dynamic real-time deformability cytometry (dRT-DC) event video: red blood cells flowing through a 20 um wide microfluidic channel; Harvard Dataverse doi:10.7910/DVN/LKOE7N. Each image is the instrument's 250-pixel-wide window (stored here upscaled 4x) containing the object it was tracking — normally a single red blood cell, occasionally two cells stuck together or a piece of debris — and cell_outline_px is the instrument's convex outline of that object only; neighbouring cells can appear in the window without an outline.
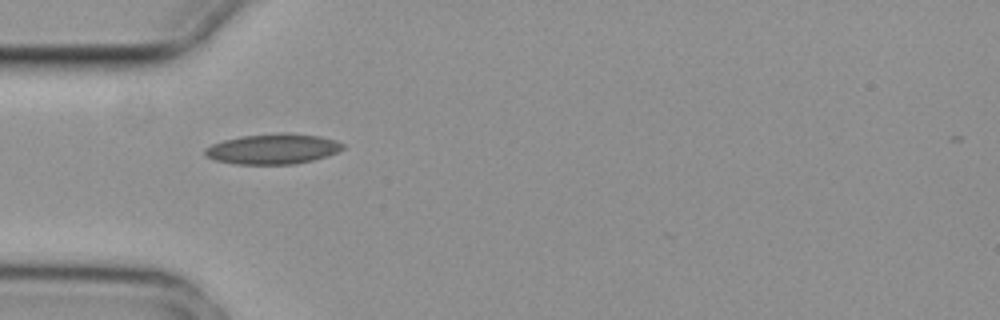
{"species": "common noctule bat (a hibernating species)", "species_latin": "Nyctalus noctula", "temperature_condition": "cold", "stored_images_in_passage": 5, "camera_frame_rate_fps": 3000, "um_per_image_px": 0.085, "animal": {"sex": "female", "body_mass_g": 29.2, "forearm_length_mm": 56.3}, "frame": {"image": 1, "passage_image": 1, "time_ms": 0.0, "image_size_px": [1000, 320], "cell_outline_px": [[344, 148], [328, 156], [296, 164], [236, 164], [216, 160], [204, 156], [204, 148], [212, 144], [224, 140], [240, 136], [280, 132], [284, 132], [320, 136], [336, 140], [344, 144]], "centroid_in_image_um": [23.19, 12.65], "position_along_channel_um": 61.8, "area_um2": 24.51}}
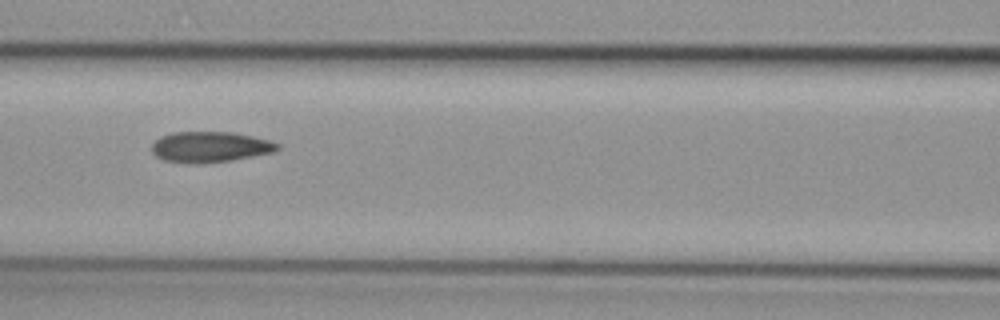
{"frame": {"image": 2, "passage_image": 3, "time_ms": 0.667, "image_size_px": [1000, 320], "cell_outline_px": [[280, 148], [272, 152], [232, 160], [204, 164], [188, 164], [164, 160], [156, 156], [152, 152], [152, 144], [160, 136], [172, 132], [232, 132], [252, 136], [268, 140], [280, 144]], "centroid_in_image_um": [17.82, 12.5], "position_along_channel_um": 148.8, "area_um2": 22.6}}
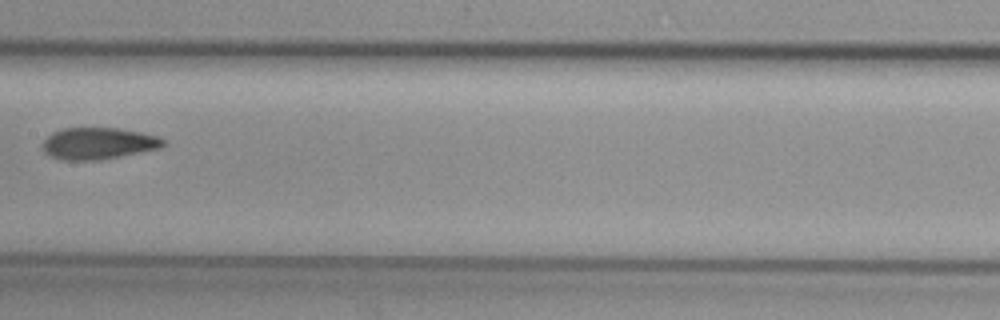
{"frame": {"image": 3, "passage_image": 4, "time_ms": 1.0, "image_size_px": [1000, 320], "cell_outline_px": [[168, 144], [160, 148], [100, 160], [60, 160], [48, 156], [40, 148], [44, 140], [52, 132], [60, 128], [120, 128], [160, 136]], "centroid_in_image_um": [8.33, 12.19], "position_along_channel_um": 199.1, "area_um2": 22.66}}